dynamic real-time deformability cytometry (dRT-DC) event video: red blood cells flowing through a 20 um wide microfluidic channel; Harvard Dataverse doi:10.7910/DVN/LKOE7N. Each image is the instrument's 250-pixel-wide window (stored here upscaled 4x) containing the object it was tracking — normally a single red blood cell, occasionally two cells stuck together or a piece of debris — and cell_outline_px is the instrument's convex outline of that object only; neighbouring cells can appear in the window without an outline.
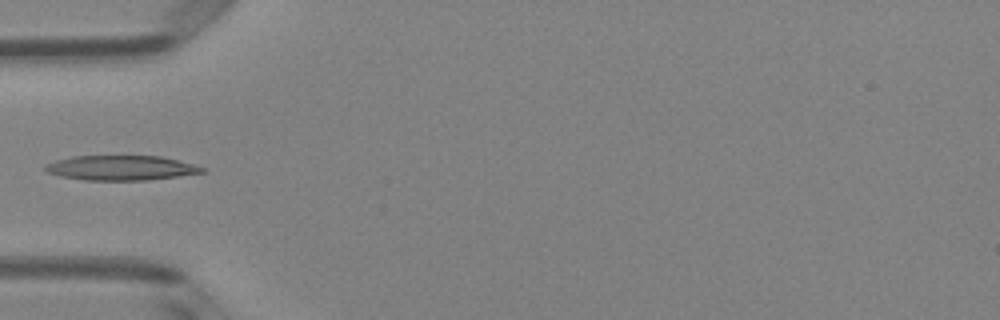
{"species": "Egyptian fruit bat (a non-hibernating species)", "species_latin": "Rousettus aegyptiacus", "temperature_condition": "room temperature", "stored_images_in_passage": 5, "camera_frame_rate_fps": 3000, "um_per_image_px": 0.085, "animal": {"sex": "female"}, "frame": {"image": 1, "passage_image": 5, "time_ms": 1.333, "image_size_px": [1000, 320], "cell_outline_px": [[204, 172], [148, 180], [84, 180], [60, 176], [48, 172], [44, 168], [44, 164], [56, 160], [72, 156], [160, 156], [180, 160], [204, 168]], "centroid_in_image_um": [10.24, 14.26], "position_along_channel_um": 74.8, "area_um2": 22.54}}